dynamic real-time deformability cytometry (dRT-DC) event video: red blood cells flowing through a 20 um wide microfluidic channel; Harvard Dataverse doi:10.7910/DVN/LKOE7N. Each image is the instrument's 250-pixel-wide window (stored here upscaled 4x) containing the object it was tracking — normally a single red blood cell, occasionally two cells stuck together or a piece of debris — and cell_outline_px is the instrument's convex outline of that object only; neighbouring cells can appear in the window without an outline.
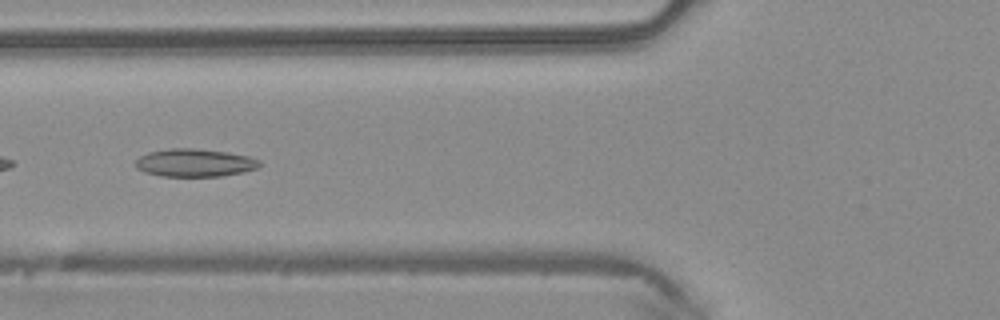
{"species": "common noctule bat (a hibernating species)", "species_latin": "Nyctalus noctula", "temperature_condition": "warm", "stored_images_in_passage": 22, "camera_frame_rate_fps": 3000, "um_per_image_px": 0.085, "animal": {"sex": "male", "body_mass_g": 20.4}, "frame": {"image": 1, "passage_image": 19, "time_ms": 6.0, "image_size_px": [1000, 320], "cell_outline_px": [[260, 164], [256, 168], [244, 172], [220, 176], [160, 176], [144, 172], [136, 168], [136, 160], [140, 156], [148, 152], [168, 148], [196, 148], [228, 152], [248, 156], [260, 160]], "centroid_in_image_um": [16.53, 13.83], "position_along_channel_um": 109.3, "area_um2": 20.23}}